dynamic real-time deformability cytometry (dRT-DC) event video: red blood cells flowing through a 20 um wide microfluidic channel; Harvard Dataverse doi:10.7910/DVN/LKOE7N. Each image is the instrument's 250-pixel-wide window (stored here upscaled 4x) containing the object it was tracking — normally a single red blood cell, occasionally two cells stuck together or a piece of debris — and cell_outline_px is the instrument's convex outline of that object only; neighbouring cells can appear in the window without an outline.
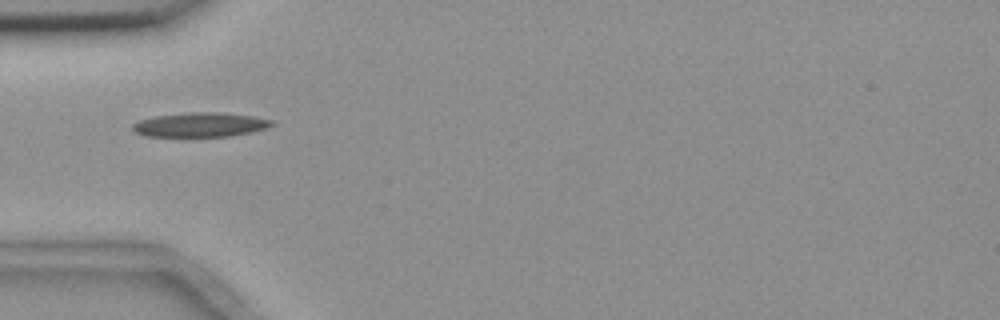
{"species": "common noctule bat (a hibernating species)", "species_latin": "Nyctalus noctula", "temperature_condition": "room temperature", "stored_images_in_passage": 7, "camera_frame_rate_fps": 3000, "um_per_image_px": 0.085, "animal": {"sex": "female", "body_mass_g": 18.4}, "frame": {"image": 1, "passage_image": 2, "time_ms": 1.0, "image_size_px": [1000, 320], "cell_outline_px": [[276, 124], [268, 128], [252, 132], [232, 136], [144, 136], [136, 132], [132, 128], [132, 124], [140, 120], [156, 116], [188, 112], [220, 112], [252, 116], [272, 120]], "centroid_in_image_um": [17.07, 10.6], "position_along_channel_um": 67.9, "area_um2": 19.77}}
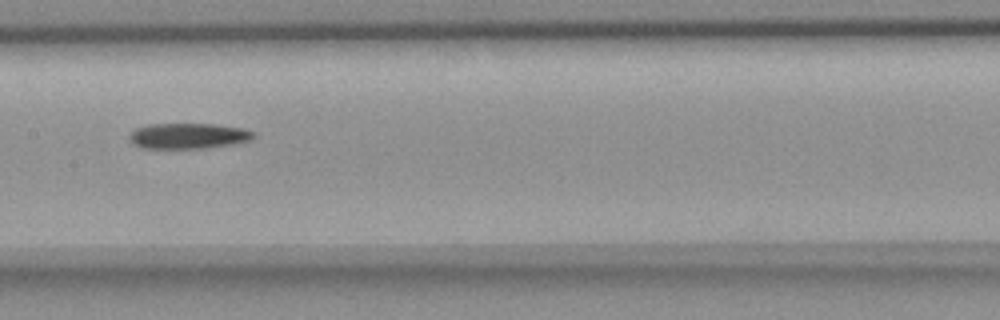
{"frame": {"image": 2, "passage_image": 5, "time_ms": 4.333, "image_size_px": [1000, 320], "cell_outline_px": [[256, 136], [252, 140], [232, 144], [208, 148], [140, 148], [132, 144], [128, 140], [128, 136], [136, 128], [148, 124], [216, 124], [244, 128], [256, 132]], "centroid_in_image_um": [16.02, 11.55], "position_along_channel_um": 191.4, "area_um2": 18.84}}
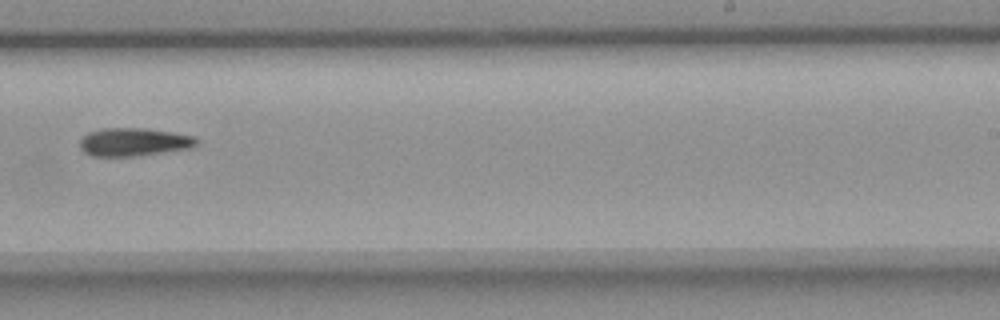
{"frame": {"image": 3, "passage_image": 7, "time_ms": 6.667, "image_size_px": [1000, 320], "cell_outline_px": [[200, 140], [196, 144], [188, 148], [132, 156], [92, 156], [84, 152], [80, 148], [80, 140], [88, 132], [100, 128], [144, 128], [172, 132], [192, 136]], "centroid_in_image_um": [11.32, 12.06], "position_along_channel_um": 277.7, "area_um2": 18.9}}